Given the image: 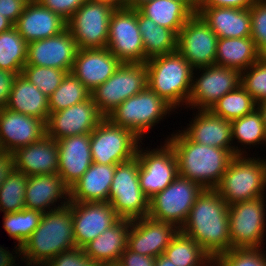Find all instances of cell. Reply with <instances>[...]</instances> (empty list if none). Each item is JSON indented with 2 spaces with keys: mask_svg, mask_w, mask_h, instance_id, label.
<instances>
[{
  "mask_svg": "<svg viewBox=\"0 0 266 266\" xmlns=\"http://www.w3.org/2000/svg\"><path fill=\"white\" fill-rule=\"evenodd\" d=\"M229 205L215 189H203L180 231L193 238L214 260L231 249Z\"/></svg>",
  "mask_w": 266,
  "mask_h": 266,
  "instance_id": "cell-1",
  "label": "cell"
},
{
  "mask_svg": "<svg viewBox=\"0 0 266 266\" xmlns=\"http://www.w3.org/2000/svg\"><path fill=\"white\" fill-rule=\"evenodd\" d=\"M170 137L166 141L175 152L179 176L198 183L203 189H215L233 155L227 149L191 141L182 131Z\"/></svg>",
  "mask_w": 266,
  "mask_h": 266,
  "instance_id": "cell-2",
  "label": "cell"
},
{
  "mask_svg": "<svg viewBox=\"0 0 266 266\" xmlns=\"http://www.w3.org/2000/svg\"><path fill=\"white\" fill-rule=\"evenodd\" d=\"M74 248L72 212L68 204L43 213L39 226L20 247V259L26 266H44L55 256Z\"/></svg>",
  "mask_w": 266,
  "mask_h": 266,
  "instance_id": "cell-3",
  "label": "cell"
},
{
  "mask_svg": "<svg viewBox=\"0 0 266 266\" xmlns=\"http://www.w3.org/2000/svg\"><path fill=\"white\" fill-rule=\"evenodd\" d=\"M147 86L173 108L188 104L192 74L196 70L178 52L149 58L146 62ZM185 103V104H183Z\"/></svg>",
  "mask_w": 266,
  "mask_h": 266,
  "instance_id": "cell-4",
  "label": "cell"
},
{
  "mask_svg": "<svg viewBox=\"0 0 266 266\" xmlns=\"http://www.w3.org/2000/svg\"><path fill=\"white\" fill-rule=\"evenodd\" d=\"M234 155L215 188L227 205L264 197L266 159ZM261 159V160H260Z\"/></svg>",
  "mask_w": 266,
  "mask_h": 266,
  "instance_id": "cell-5",
  "label": "cell"
},
{
  "mask_svg": "<svg viewBox=\"0 0 266 266\" xmlns=\"http://www.w3.org/2000/svg\"><path fill=\"white\" fill-rule=\"evenodd\" d=\"M173 107L148 86L123 101L107 118L115 125L131 130L138 138L173 111ZM143 136V137H142Z\"/></svg>",
  "mask_w": 266,
  "mask_h": 266,
  "instance_id": "cell-6",
  "label": "cell"
},
{
  "mask_svg": "<svg viewBox=\"0 0 266 266\" xmlns=\"http://www.w3.org/2000/svg\"><path fill=\"white\" fill-rule=\"evenodd\" d=\"M138 173L137 156L116 165L108 202L121 219L134 220L148 216L149 198L140 188Z\"/></svg>",
  "mask_w": 266,
  "mask_h": 266,
  "instance_id": "cell-7",
  "label": "cell"
},
{
  "mask_svg": "<svg viewBox=\"0 0 266 266\" xmlns=\"http://www.w3.org/2000/svg\"><path fill=\"white\" fill-rule=\"evenodd\" d=\"M147 87L145 63H121L114 74L91 92L98 112L107 117L123 101Z\"/></svg>",
  "mask_w": 266,
  "mask_h": 266,
  "instance_id": "cell-8",
  "label": "cell"
},
{
  "mask_svg": "<svg viewBox=\"0 0 266 266\" xmlns=\"http://www.w3.org/2000/svg\"><path fill=\"white\" fill-rule=\"evenodd\" d=\"M141 140L131 130L104 117L90 133L92 161L106 165L129 161L136 156Z\"/></svg>",
  "mask_w": 266,
  "mask_h": 266,
  "instance_id": "cell-9",
  "label": "cell"
},
{
  "mask_svg": "<svg viewBox=\"0 0 266 266\" xmlns=\"http://www.w3.org/2000/svg\"><path fill=\"white\" fill-rule=\"evenodd\" d=\"M202 191L203 188L198 183L178 176L164 190L149 199L148 217L174 224L181 229Z\"/></svg>",
  "mask_w": 266,
  "mask_h": 266,
  "instance_id": "cell-10",
  "label": "cell"
},
{
  "mask_svg": "<svg viewBox=\"0 0 266 266\" xmlns=\"http://www.w3.org/2000/svg\"><path fill=\"white\" fill-rule=\"evenodd\" d=\"M115 9L107 3L84 1L66 21L78 49L107 48L109 21Z\"/></svg>",
  "mask_w": 266,
  "mask_h": 266,
  "instance_id": "cell-11",
  "label": "cell"
},
{
  "mask_svg": "<svg viewBox=\"0 0 266 266\" xmlns=\"http://www.w3.org/2000/svg\"><path fill=\"white\" fill-rule=\"evenodd\" d=\"M265 198L229 205L231 248H262L266 230Z\"/></svg>",
  "mask_w": 266,
  "mask_h": 266,
  "instance_id": "cell-12",
  "label": "cell"
},
{
  "mask_svg": "<svg viewBox=\"0 0 266 266\" xmlns=\"http://www.w3.org/2000/svg\"><path fill=\"white\" fill-rule=\"evenodd\" d=\"M107 48L122 63H145L148 60L137 23V9L126 6L113 11Z\"/></svg>",
  "mask_w": 266,
  "mask_h": 266,
  "instance_id": "cell-13",
  "label": "cell"
},
{
  "mask_svg": "<svg viewBox=\"0 0 266 266\" xmlns=\"http://www.w3.org/2000/svg\"><path fill=\"white\" fill-rule=\"evenodd\" d=\"M140 144L136 156L139 161V183L142 192L150 199L164 190L178 176V163L172 146L166 141L160 148L142 150Z\"/></svg>",
  "mask_w": 266,
  "mask_h": 266,
  "instance_id": "cell-14",
  "label": "cell"
},
{
  "mask_svg": "<svg viewBox=\"0 0 266 266\" xmlns=\"http://www.w3.org/2000/svg\"><path fill=\"white\" fill-rule=\"evenodd\" d=\"M198 69L203 73L198 78H195V72L192 74L187 107L210 110L220 98L241 85V72L238 70L216 64Z\"/></svg>",
  "mask_w": 266,
  "mask_h": 266,
  "instance_id": "cell-15",
  "label": "cell"
},
{
  "mask_svg": "<svg viewBox=\"0 0 266 266\" xmlns=\"http://www.w3.org/2000/svg\"><path fill=\"white\" fill-rule=\"evenodd\" d=\"M217 41L218 36L195 13L178 33L177 51L198 71L215 64Z\"/></svg>",
  "mask_w": 266,
  "mask_h": 266,
  "instance_id": "cell-16",
  "label": "cell"
},
{
  "mask_svg": "<svg viewBox=\"0 0 266 266\" xmlns=\"http://www.w3.org/2000/svg\"><path fill=\"white\" fill-rule=\"evenodd\" d=\"M69 205L77 248L82 249L121 219L109 202H69Z\"/></svg>",
  "mask_w": 266,
  "mask_h": 266,
  "instance_id": "cell-17",
  "label": "cell"
},
{
  "mask_svg": "<svg viewBox=\"0 0 266 266\" xmlns=\"http://www.w3.org/2000/svg\"><path fill=\"white\" fill-rule=\"evenodd\" d=\"M104 117L92 97L58 112L49 113L46 135L55 140L91 133Z\"/></svg>",
  "mask_w": 266,
  "mask_h": 266,
  "instance_id": "cell-18",
  "label": "cell"
},
{
  "mask_svg": "<svg viewBox=\"0 0 266 266\" xmlns=\"http://www.w3.org/2000/svg\"><path fill=\"white\" fill-rule=\"evenodd\" d=\"M77 50L76 42L66 28L58 35L27 43L26 65L58 68L69 73Z\"/></svg>",
  "mask_w": 266,
  "mask_h": 266,
  "instance_id": "cell-19",
  "label": "cell"
},
{
  "mask_svg": "<svg viewBox=\"0 0 266 266\" xmlns=\"http://www.w3.org/2000/svg\"><path fill=\"white\" fill-rule=\"evenodd\" d=\"M179 230L174 224L148 216L134 219L128 232L127 247L135 253L157 258Z\"/></svg>",
  "mask_w": 266,
  "mask_h": 266,
  "instance_id": "cell-20",
  "label": "cell"
},
{
  "mask_svg": "<svg viewBox=\"0 0 266 266\" xmlns=\"http://www.w3.org/2000/svg\"><path fill=\"white\" fill-rule=\"evenodd\" d=\"M197 112L189 126L181 130L191 141L227 149L233 156L247 153L243 148L232 146L231 121L215 115L211 110H198Z\"/></svg>",
  "mask_w": 266,
  "mask_h": 266,
  "instance_id": "cell-21",
  "label": "cell"
},
{
  "mask_svg": "<svg viewBox=\"0 0 266 266\" xmlns=\"http://www.w3.org/2000/svg\"><path fill=\"white\" fill-rule=\"evenodd\" d=\"M46 135L45 123L33 116L0 109V150L10 153L39 141Z\"/></svg>",
  "mask_w": 266,
  "mask_h": 266,
  "instance_id": "cell-22",
  "label": "cell"
},
{
  "mask_svg": "<svg viewBox=\"0 0 266 266\" xmlns=\"http://www.w3.org/2000/svg\"><path fill=\"white\" fill-rule=\"evenodd\" d=\"M121 63L108 48L78 49L71 73L92 92L110 78Z\"/></svg>",
  "mask_w": 266,
  "mask_h": 266,
  "instance_id": "cell-23",
  "label": "cell"
},
{
  "mask_svg": "<svg viewBox=\"0 0 266 266\" xmlns=\"http://www.w3.org/2000/svg\"><path fill=\"white\" fill-rule=\"evenodd\" d=\"M58 144V175L71 188L93 163L90 133L56 140Z\"/></svg>",
  "mask_w": 266,
  "mask_h": 266,
  "instance_id": "cell-24",
  "label": "cell"
},
{
  "mask_svg": "<svg viewBox=\"0 0 266 266\" xmlns=\"http://www.w3.org/2000/svg\"><path fill=\"white\" fill-rule=\"evenodd\" d=\"M62 198L65 199L60 200ZM57 201L63 202H60L61 204L59 205ZM69 202L70 188L58 174L28 176L25 192L26 209L45 213L50 210L65 207ZM56 203L58 206H56Z\"/></svg>",
  "mask_w": 266,
  "mask_h": 266,
  "instance_id": "cell-25",
  "label": "cell"
},
{
  "mask_svg": "<svg viewBox=\"0 0 266 266\" xmlns=\"http://www.w3.org/2000/svg\"><path fill=\"white\" fill-rule=\"evenodd\" d=\"M66 20L34 0L27 3L14 27L27 43L60 34L67 28Z\"/></svg>",
  "mask_w": 266,
  "mask_h": 266,
  "instance_id": "cell-26",
  "label": "cell"
},
{
  "mask_svg": "<svg viewBox=\"0 0 266 266\" xmlns=\"http://www.w3.org/2000/svg\"><path fill=\"white\" fill-rule=\"evenodd\" d=\"M15 170L27 176L58 174V144L44 135L39 141L13 152Z\"/></svg>",
  "mask_w": 266,
  "mask_h": 266,
  "instance_id": "cell-27",
  "label": "cell"
},
{
  "mask_svg": "<svg viewBox=\"0 0 266 266\" xmlns=\"http://www.w3.org/2000/svg\"><path fill=\"white\" fill-rule=\"evenodd\" d=\"M197 14L218 39L251 37L250 9L199 7Z\"/></svg>",
  "mask_w": 266,
  "mask_h": 266,
  "instance_id": "cell-28",
  "label": "cell"
},
{
  "mask_svg": "<svg viewBox=\"0 0 266 266\" xmlns=\"http://www.w3.org/2000/svg\"><path fill=\"white\" fill-rule=\"evenodd\" d=\"M116 165L93 162L70 188V202H108Z\"/></svg>",
  "mask_w": 266,
  "mask_h": 266,
  "instance_id": "cell-29",
  "label": "cell"
},
{
  "mask_svg": "<svg viewBox=\"0 0 266 266\" xmlns=\"http://www.w3.org/2000/svg\"><path fill=\"white\" fill-rule=\"evenodd\" d=\"M132 220L120 219L116 224L105 230L97 238L86 244L82 249L93 261L101 263L119 262L121 254L126 250L128 232Z\"/></svg>",
  "mask_w": 266,
  "mask_h": 266,
  "instance_id": "cell-30",
  "label": "cell"
},
{
  "mask_svg": "<svg viewBox=\"0 0 266 266\" xmlns=\"http://www.w3.org/2000/svg\"><path fill=\"white\" fill-rule=\"evenodd\" d=\"M5 108L13 112L33 116L42 120L45 124L50 113L48 97L22 74H18L15 78Z\"/></svg>",
  "mask_w": 266,
  "mask_h": 266,
  "instance_id": "cell-31",
  "label": "cell"
},
{
  "mask_svg": "<svg viewBox=\"0 0 266 266\" xmlns=\"http://www.w3.org/2000/svg\"><path fill=\"white\" fill-rule=\"evenodd\" d=\"M261 57L254 40L220 38L217 41L215 64L243 72Z\"/></svg>",
  "mask_w": 266,
  "mask_h": 266,
  "instance_id": "cell-32",
  "label": "cell"
},
{
  "mask_svg": "<svg viewBox=\"0 0 266 266\" xmlns=\"http://www.w3.org/2000/svg\"><path fill=\"white\" fill-rule=\"evenodd\" d=\"M137 9L157 25L173 30L177 35L184 24L195 14L180 0H151Z\"/></svg>",
  "mask_w": 266,
  "mask_h": 266,
  "instance_id": "cell-33",
  "label": "cell"
},
{
  "mask_svg": "<svg viewBox=\"0 0 266 266\" xmlns=\"http://www.w3.org/2000/svg\"><path fill=\"white\" fill-rule=\"evenodd\" d=\"M137 23L142 37L145 56L148 59L177 51L178 35L173 30L157 25L138 9Z\"/></svg>",
  "mask_w": 266,
  "mask_h": 266,
  "instance_id": "cell-34",
  "label": "cell"
},
{
  "mask_svg": "<svg viewBox=\"0 0 266 266\" xmlns=\"http://www.w3.org/2000/svg\"><path fill=\"white\" fill-rule=\"evenodd\" d=\"M163 255L176 266H213L212 257L191 237L180 230L172 238Z\"/></svg>",
  "mask_w": 266,
  "mask_h": 266,
  "instance_id": "cell-35",
  "label": "cell"
},
{
  "mask_svg": "<svg viewBox=\"0 0 266 266\" xmlns=\"http://www.w3.org/2000/svg\"><path fill=\"white\" fill-rule=\"evenodd\" d=\"M27 61V42L15 27L0 33V69L21 74Z\"/></svg>",
  "mask_w": 266,
  "mask_h": 266,
  "instance_id": "cell-36",
  "label": "cell"
},
{
  "mask_svg": "<svg viewBox=\"0 0 266 266\" xmlns=\"http://www.w3.org/2000/svg\"><path fill=\"white\" fill-rule=\"evenodd\" d=\"M42 215V212L26 208L13 213L4 214L3 228L8 236L18 241L15 247L16 251H14L16 254H19L18 257L20 256V247L39 226Z\"/></svg>",
  "mask_w": 266,
  "mask_h": 266,
  "instance_id": "cell-37",
  "label": "cell"
},
{
  "mask_svg": "<svg viewBox=\"0 0 266 266\" xmlns=\"http://www.w3.org/2000/svg\"><path fill=\"white\" fill-rule=\"evenodd\" d=\"M91 97V91L71 72L60 86L48 97L49 111L58 112Z\"/></svg>",
  "mask_w": 266,
  "mask_h": 266,
  "instance_id": "cell-38",
  "label": "cell"
},
{
  "mask_svg": "<svg viewBox=\"0 0 266 266\" xmlns=\"http://www.w3.org/2000/svg\"><path fill=\"white\" fill-rule=\"evenodd\" d=\"M257 103L240 85L220 98L210 110L217 116L232 121L257 109Z\"/></svg>",
  "mask_w": 266,
  "mask_h": 266,
  "instance_id": "cell-39",
  "label": "cell"
},
{
  "mask_svg": "<svg viewBox=\"0 0 266 266\" xmlns=\"http://www.w3.org/2000/svg\"><path fill=\"white\" fill-rule=\"evenodd\" d=\"M232 141L238 140L241 146L266 144V130L259 109L231 121Z\"/></svg>",
  "mask_w": 266,
  "mask_h": 266,
  "instance_id": "cell-40",
  "label": "cell"
},
{
  "mask_svg": "<svg viewBox=\"0 0 266 266\" xmlns=\"http://www.w3.org/2000/svg\"><path fill=\"white\" fill-rule=\"evenodd\" d=\"M28 176L14 170L0 186V211L13 213L25 208Z\"/></svg>",
  "mask_w": 266,
  "mask_h": 266,
  "instance_id": "cell-41",
  "label": "cell"
},
{
  "mask_svg": "<svg viewBox=\"0 0 266 266\" xmlns=\"http://www.w3.org/2000/svg\"><path fill=\"white\" fill-rule=\"evenodd\" d=\"M67 73L58 68L25 65L21 74L49 97L60 86Z\"/></svg>",
  "mask_w": 266,
  "mask_h": 266,
  "instance_id": "cell-42",
  "label": "cell"
},
{
  "mask_svg": "<svg viewBox=\"0 0 266 266\" xmlns=\"http://www.w3.org/2000/svg\"><path fill=\"white\" fill-rule=\"evenodd\" d=\"M261 248H231L214 259L213 266H266Z\"/></svg>",
  "mask_w": 266,
  "mask_h": 266,
  "instance_id": "cell-43",
  "label": "cell"
},
{
  "mask_svg": "<svg viewBox=\"0 0 266 266\" xmlns=\"http://www.w3.org/2000/svg\"><path fill=\"white\" fill-rule=\"evenodd\" d=\"M241 86L257 104L266 100V57L261 56L248 69L241 72Z\"/></svg>",
  "mask_w": 266,
  "mask_h": 266,
  "instance_id": "cell-44",
  "label": "cell"
},
{
  "mask_svg": "<svg viewBox=\"0 0 266 266\" xmlns=\"http://www.w3.org/2000/svg\"><path fill=\"white\" fill-rule=\"evenodd\" d=\"M250 9L251 38L261 56L266 57V1L255 0Z\"/></svg>",
  "mask_w": 266,
  "mask_h": 266,
  "instance_id": "cell-45",
  "label": "cell"
},
{
  "mask_svg": "<svg viewBox=\"0 0 266 266\" xmlns=\"http://www.w3.org/2000/svg\"><path fill=\"white\" fill-rule=\"evenodd\" d=\"M44 266H102V264L91 260L83 249L76 247L60 253Z\"/></svg>",
  "mask_w": 266,
  "mask_h": 266,
  "instance_id": "cell-46",
  "label": "cell"
},
{
  "mask_svg": "<svg viewBox=\"0 0 266 266\" xmlns=\"http://www.w3.org/2000/svg\"><path fill=\"white\" fill-rule=\"evenodd\" d=\"M43 6L68 20L85 0H37Z\"/></svg>",
  "mask_w": 266,
  "mask_h": 266,
  "instance_id": "cell-47",
  "label": "cell"
},
{
  "mask_svg": "<svg viewBox=\"0 0 266 266\" xmlns=\"http://www.w3.org/2000/svg\"><path fill=\"white\" fill-rule=\"evenodd\" d=\"M119 263L122 266H155L156 258L135 253L127 247L121 254Z\"/></svg>",
  "mask_w": 266,
  "mask_h": 266,
  "instance_id": "cell-48",
  "label": "cell"
},
{
  "mask_svg": "<svg viewBox=\"0 0 266 266\" xmlns=\"http://www.w3.org/2000/svg\"><path fill=\"white\" fill-rule=\"evenodd\" d=\"M25 6L26 3L23 0H0V14L15 24Z\"/></svg>",
  "mask_w": 266,
  "mask_h": 266,
  "instance_id": "cell-49",
  "label": "cell"
},
{
  "mask_svg": "<svg viewBox=\"0 0 266 266\" xmlns=\"http://www.w3.org/2000/svg\"><path fill=\"white\" fill-rule=\"evenodd\" d=\"M17 74L0 69V109L5 108Z\"/></svg>",
  "mask_w": 266,
  "mask_h": 266,
  "instance_id": "cell-50",
  "label": "cell"
},
{
  "mask_svg": "<svg viewBox=\"0 0 266 266\" xmlns=\"http://www.w3.org/2000/svg\"><path fill=\"white\" fill-rule=\"evenodd\" d=\"M255 0H201L200 7H231L249 9Z\"/></svg>",
  "mask_w": 266,
  "mask_h": 266,
  "instance_id": "cell-51",
  "label": "cell"
},
{
  "mask_svg": "<svg viewBox=\"0 0 266 266\" xmlns=\"http://www.w3.org/2000/svg\"><path fill=\"white\" fill-rule=\"evenodd\" d=\"M14 170L15 159L13 153L0 150V186Z\"/></svg>",
  "mask_w": 266,
  "mask_h": 266,
  "instance_id": "cell-52",
  "label": "cell"
},
{
  "mask_svg": "<svg viewBox=\"0 0 266 266\" xmlns=\"http://www.w3.org/2000/svg\"><path fill=\"white\" fill-rule=\"evenodd\" d=\"M17 258L10 251L0 246V266H14Z\"/></svg>",
  "mask_w": 266,
  "mask_h": 266,
  "instance_id": "cell-53",
  "label": "cell"
},
{
  "mask_svg": "<svg viewBox=\"0 0 266 266\" xmlns=\"http://www.w3.org/2000/svg\"><path fill=\"white\" fill-rule=\"evenodd\" d=\"M14 24L5 16L0 14V33L10 30Z\"/></svg>",
  "mask_w": 266,
  "mask_h": 266,
  "instance_id": "cell-54",
  "label": "cell"
},
{
  "mask_svg": "<svg viewBox=\"0 0 266 266\" xmlns=\"http://www.w3.org/2000/svg\"><path fill=\"white\" fill-rule=\"evenodd\" d=\"M92 1L107 3L115 8L126 7V0H92Z\"/></svg>",
  "mask_w": 266,
  "mask_h": 266,
  "instance_id": "cell-55",
  "label": "cell"
},
{
  "mask_svg": "<svg viewBox=\"0 0 266 266\" xmlns=\"http://www.w3.org/2000/svg\"><path fill=\"white\" fill-rule=\"evenodd\" d=\"M155 266H176V264L170 261V259L165 257L163 254H161L156 258Z\"/></svg>",
  "mask_w": 266,
  "mask_h": 266,
  "instance_id": "cell-56",
  "label": "cell"
},
{
  "mask_svg": "<svg viewBox=\"0 0 266 266\" xmlns=\"http://www.w3.org/2000/svg\"><path fill=\"white\" fill-rule=\"evenodd\" d=\"M185 3L194 13H197L201 0H180Z\"/></svg>",
  "mask_w": 266,
  "mask_h": 266,
  "instance_id": "cell-57",
  "label": "cell"
},
{
  "mask_svg": "<svg viewBox=\"0 0 266 266\" xmlns=\"http://www.w3.org/2000/svg\"><path fill=\"white\" fill-rule=\"evenodd\" d=\"M151 0H126V6L132 9H137L143 3Z\"/></svg>",
  "mask_w": 266,
  "mask_h": 266,
  "instance_id": "cell-58",
  "label": "cell"
},
{
  "mask_svg": "<svg viewBox=\"0 0 266 266\" xmlns=\"http://www.w3.org/2000/svg\"><path fill=\"white\" fill-rule=\"evenodd\" d=\"M257 108L259 109V111L261 112L263 121H264V125H265V130H266V100L261 101L258 105Z\"/></svg>",
  "mask_w": 266,
  "mask_h": 266,
  "instance_id": "cell-59",
  "label": "cell"
},
{
  "mask_svg": "<svg viewBox=\"0 0 266 266\" xmlns=\"http://www.w3.org/2000/svg\"><path fill=\"white\" fill-rule=\"evenodd\" d=\"M102 266H122L119 262L105 263Z\"/></svg>",
  "mask_w": 266,
  "mask_h": 266,
  "instance_id": "cell-60",
  "label": "cell"
},
{
  "mask_svg": "<svg viewBox=\"0 0 266 266\" xmlns=\"http://www.w3.org/2000/svg\"><path fill=\"white\" fill-rule=\"evenodd\" d=\"M23 1L27 4V3H30V2H32L34 0H23Z\"/></svg>",
  "mask_w": 266,
  "mask_h": 266,
  "instance_id": "cell-61",
  "label": "cell"
}]
</instances>
